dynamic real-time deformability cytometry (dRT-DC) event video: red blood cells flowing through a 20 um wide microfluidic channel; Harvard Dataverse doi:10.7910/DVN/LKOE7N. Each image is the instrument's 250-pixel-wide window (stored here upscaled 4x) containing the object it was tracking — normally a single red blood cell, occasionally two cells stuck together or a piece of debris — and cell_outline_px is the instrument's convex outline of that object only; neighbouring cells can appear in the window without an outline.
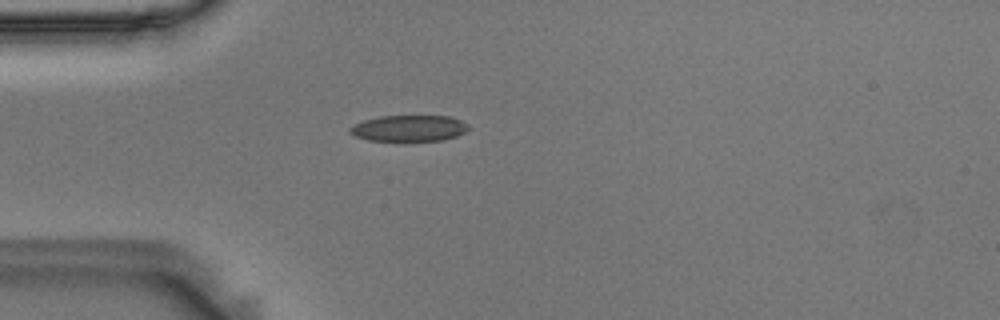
{"species": "Egyptian fruit bat (a non-hibernating species)", "species_latin": "Rousettus aegyptiacus", "temperature_condition": "room temperature", "stored_images_in_passage": 41, "camera_frame_rate_fps": 3000, "um_per_image_px": 0.085, "animal": {"sex": "male"}, "frame": {"image": 1, "passage_image": 1, "time_ms": 0.0, "image_size_px": [1000, 320], "cell_outline_px": [[472, 128], [456, 136], [444, 140], [368, 140], [356, 136], [348, 132], [348, 128], [364, 120], [380, 116], [448, 116], [460, 120], [468, 124]], "centroid_in_image_um": [34.79, 10.89], "position_along_channel_um": 50.2, "area_um2": 17.92}}
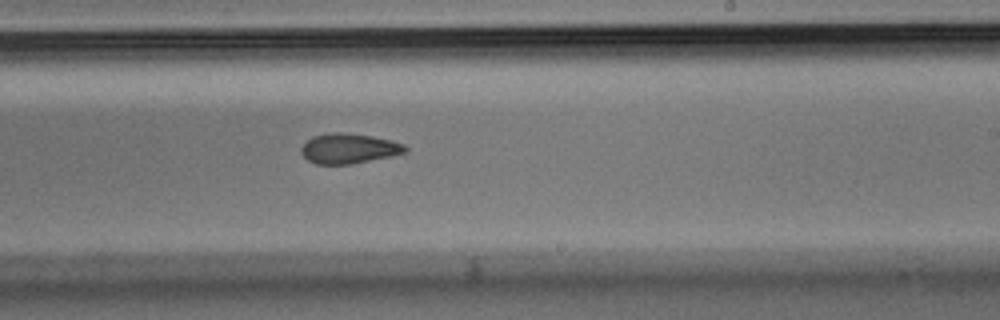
{"frame": {"image": 2, "passage_image": 19, "time_ms": 6.0, "image_size_px": [1000, 320], "cell_outline_px": [[408, 152], [392, 156], [352, 164], [316, 164], [308, 160], [300, 152], [300, 148], [312, 136], [332, 132], [340, 132], [372, 136], [392, 140], [404, 144], [408, 148]], "centroid_in_image_um": [29.68, 12.62], "position_along_channel_um": 259.3, "area_um2": 18.32}}
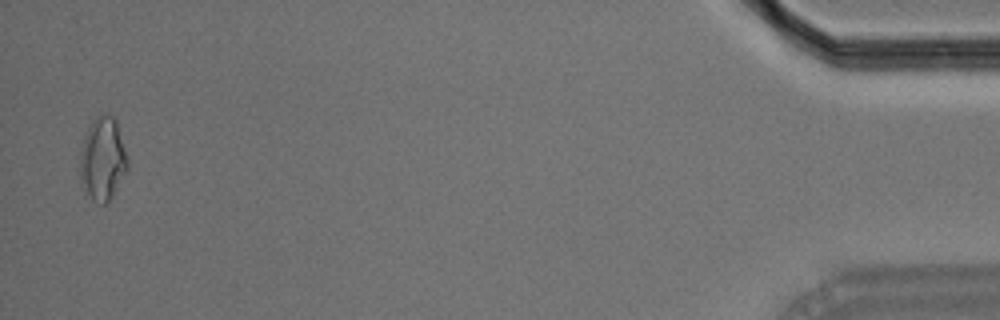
{"frame": {"image": 3, "passage_image": 40, "time_ms": 13.0, "image_size_px": [1000, 320], "cell_outline_px": [[128, 168], [112, 196], [104, 204], [96, 204], [92, 200], [80, 180], [80, 148], [84, 136], [92, 120], [96, 116], [112, 116], [116, 120], [128, 160]], "centroid_in_image_um": [8.71, 13.52], "position_along_channel_um": 426.5, "area_um2": 22.83}, "authors_computed_cell_mechanics": {"area_um2": 18.8428, "velocity_mm_per_s": 3.6447, "shape_relaxation_time_tau1_ms": null, "shape_relaxation_time_tau2_ms": 4.4131, "deformation_change_tau1": null, "deformation_change_tau2": 0.1124}}